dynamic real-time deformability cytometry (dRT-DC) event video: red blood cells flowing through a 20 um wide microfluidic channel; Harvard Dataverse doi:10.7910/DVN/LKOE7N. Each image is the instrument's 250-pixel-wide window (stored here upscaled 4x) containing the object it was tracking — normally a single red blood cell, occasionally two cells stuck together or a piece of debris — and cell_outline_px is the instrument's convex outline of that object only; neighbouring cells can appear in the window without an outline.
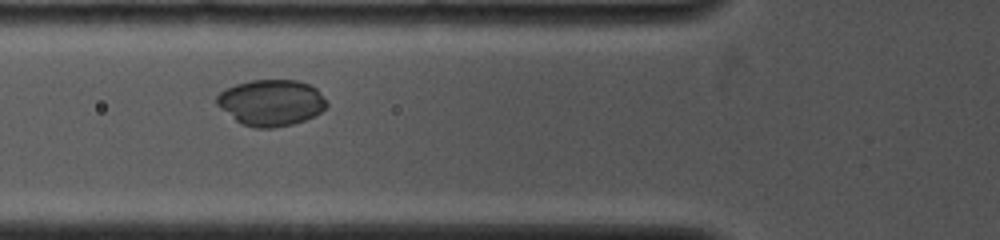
{"species": "common noctule bat (a hibernating species)", "species_latin": "Nyctalus noctula", "temperature_condition": "cold", "stored_images_in_passage": 7, "camera_frame_rate_fps": 4000, "um_per_image_px": 0.085, "animal": {"sex": "female", "body_mass_g": 19.0, "forearm_length_mm": 53.3}, "frame": {"image": 1, "passage_image": 4, "time_ms": 2.75, "image_size_px": [1000, 240], "cell_outline_px": [[328, 108], [304, 120], [292, 124], [272, 128], [256, 128], [240, 124], [216, 104], [216, 96], [220, 92], [236, 84], [252, 80], [296, 80], [308, 84], [316, 88], [328, 100]], "centroid_in_image_um": [23.06, 8.73], "position_along_channel_um": 102.7, "area_um2": 29.65}}
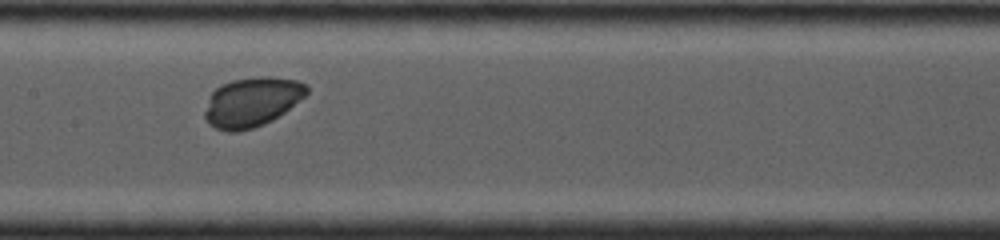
{"frame": {"image": 2, "passage_image": 6, "time_ms": 4.75, "image_size_px": [1000, 240], "cell_outline_px": [[308, 92], [304, 96], [284, 112], [272, 120], [264, 124], [252, 128], [236, 132], [228, 132], [216, 128], [208, 124], [204, 116], [204, 112], [208, 100], [212, 92], [220, 84], [232, 80], [256, 76], [272, 76], [296, 80], [308, 84]], "centroid_in_image_um": [21.39, 8.65], "position_along_channel_um": 186.0, "area_um2": 29.48}}
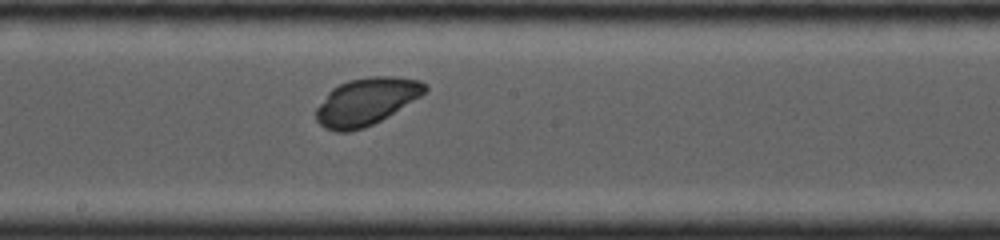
{"frame": {"image": 3, "passage_image": 7, "time_ms": 5.5, "image_size_px": [1000, 240], "cell_outline_px": [[428, 88], [420, 96], [388, 116], [364, 128], [348, 132], [336, 132], [324, 128], [316, 120], [316, 108], [328, 92], [332, 88], [348, 80], [372, 76], [392, 76], [420, 80], [428, 84]], "centroid_in_image_um": [31.12, 8.63], "position_along_channel_um": 217.1, "area_um2": 29.88}}